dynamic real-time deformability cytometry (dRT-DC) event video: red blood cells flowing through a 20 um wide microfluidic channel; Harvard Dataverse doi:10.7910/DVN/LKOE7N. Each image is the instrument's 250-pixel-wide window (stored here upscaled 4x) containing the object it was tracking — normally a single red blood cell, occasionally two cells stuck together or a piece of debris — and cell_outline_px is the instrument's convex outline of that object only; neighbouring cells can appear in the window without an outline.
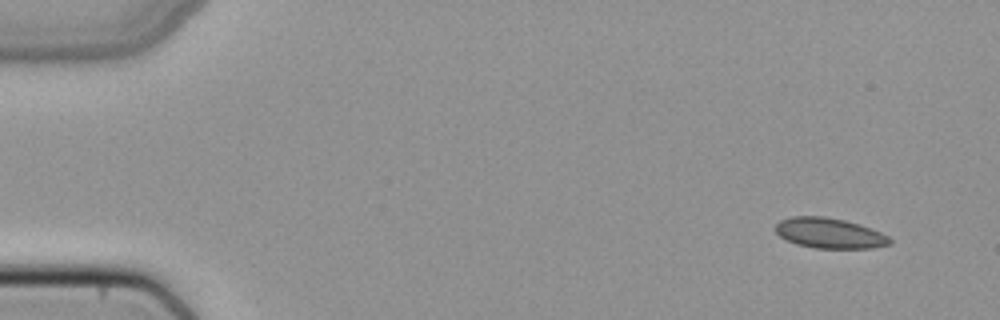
{"species": "common noctule bat (a hibernating species)", "species_latin": "Nyctalus noctula", "temperature_condition": "cold", "stored_images_in_passage": 48, "camera_frame_rate_fps": 3000, "um_per_image_px": 0.085, "animal": {"sex": "female", "body_mass_g": 22.7, "forearm_length_mm": 54.2}, "frame": {"image": 1, "passage_image": 1, "time_ms": 0.0, "image_size_px": [1000, 320], "cell_outline_px": [[892, 244], [872, 248], [816, 248], [796, 244], [780, 236], [776, 232], [776, 224], [780, 220], [792, 216], [824, 216], [844, 220], [872, 228], [888, 236], [892, 240]], "centroid_in_image_um": [70.53, 19.82], "position_along_channel_um": 14.5, "area_um2": 20.17}}
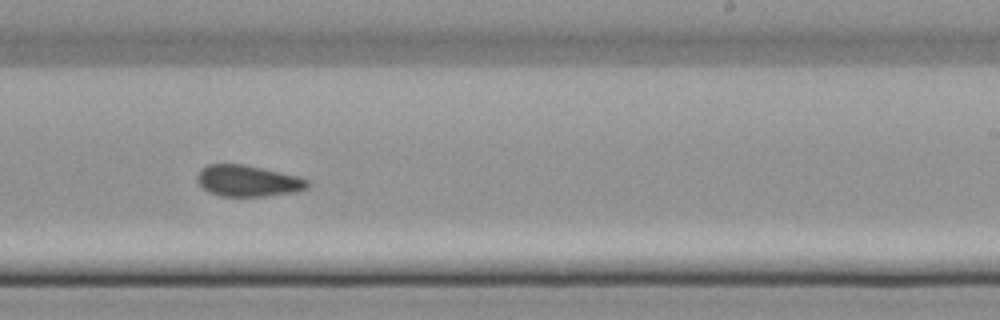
{"frame": {"image": 2, "passage_image": 29, "time_ms": 9.333, "image_size_px": [1000, 320], "cell_outline_px": [[312, 184], [308, 188], [296, 192], [264, 196], [220, 196], [208, 192], [196, 180], [196, 176], [200, 168], [208, 164], [244, 164], [300, 176], [308, 180]], "centroid_in_image_um": [21.09, 15.37], "position_along_channel_um": 267.9, "area_um2": 20.4}}
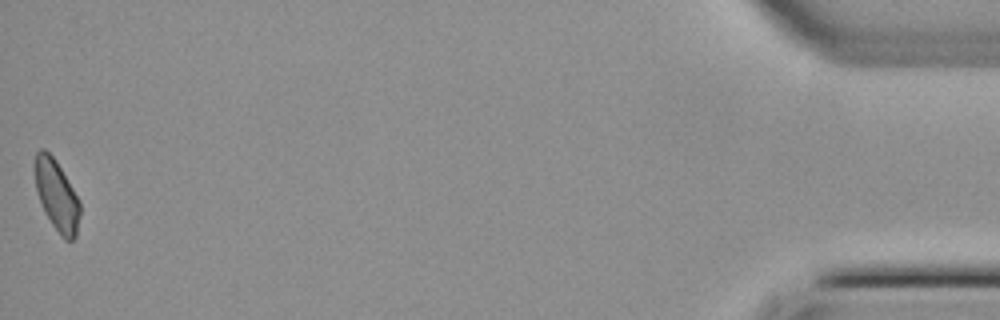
{"frame": {"image": 3, "passage_image": 48, "time_ms": 15.667, "image_size_px": [1000, 320], "cell_outline_px": [[80, 216], [76, 236], [72, 240], [64, 240], [60, 236], [44, 212], [36, 188], [36, 152], [40, 148], [44, 148], [56, 160], [80, 200]], "centroid_in_image_um": [4.85, 16.64], "position_along_channel_um": 430.3, "area_um2": 18.44}}